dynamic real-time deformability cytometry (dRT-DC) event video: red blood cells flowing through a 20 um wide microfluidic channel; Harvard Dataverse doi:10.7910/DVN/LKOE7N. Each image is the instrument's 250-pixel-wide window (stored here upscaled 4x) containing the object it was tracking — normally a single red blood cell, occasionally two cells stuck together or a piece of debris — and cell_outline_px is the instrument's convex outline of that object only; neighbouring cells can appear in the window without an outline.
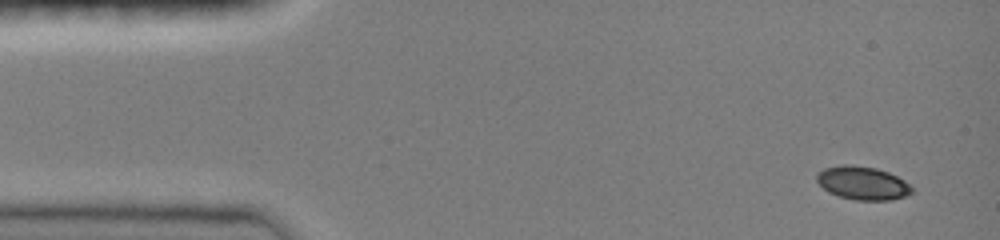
{"species": "common noctule bat (a hibernating species)", "species_latin": "Nyctalus noctula", "temperature_condition": "room temperature", "stored_images_in_passage": 8, "camera_frame_rate_fps": 3000, "um_per_image_px": 0.085, "animal": {"sex": "female", "body_mass_g": 19.0, "forearm_length_mm": 51.5}, "frame": {"image": 1, "passage_image": 2, "time_ms": 0.333, "image_size_px": [1000, 240], "cell_outline_px": [[912, 192], [904, 196], [888, 200], [856, 200], [840, 196], [828, 192], [816, 180], [816, 172], [824, 168], [844, 164], [852, 164], [876, 168], [888, 172], [904, 180], [912, 188]], "centroid_in_image_um": [73.28, 15.54], "position_along_channel_um": 11.7, "area_um2": 18.38}}
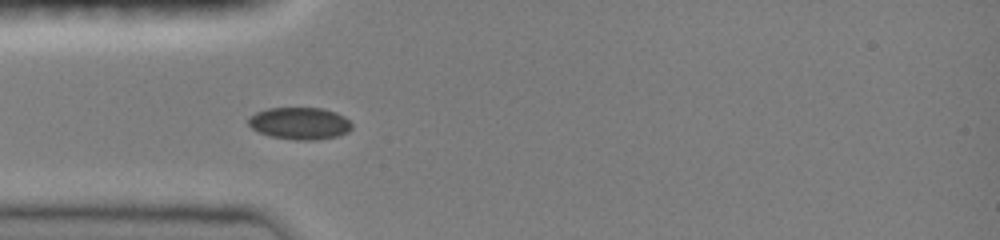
{"frame": {"image": 2, "passage_image": 7, "time_ms": 2.0, "image_size_px": [1000, 240], "cell_outline_px": [[352, 128], [348, 132], [336, 136], [316, 140], [296, 140], [272, 136], [260, 132], [252, 128], [248, 124], [248, 116], [256, 112], [268, 108], [324, 108], [336, 112], [344, 116], [352, 124]], "centroid_in_image_um": [25.48, 10.47], "position_along_channel_um": 59.5, "area_um2": 19.36}}